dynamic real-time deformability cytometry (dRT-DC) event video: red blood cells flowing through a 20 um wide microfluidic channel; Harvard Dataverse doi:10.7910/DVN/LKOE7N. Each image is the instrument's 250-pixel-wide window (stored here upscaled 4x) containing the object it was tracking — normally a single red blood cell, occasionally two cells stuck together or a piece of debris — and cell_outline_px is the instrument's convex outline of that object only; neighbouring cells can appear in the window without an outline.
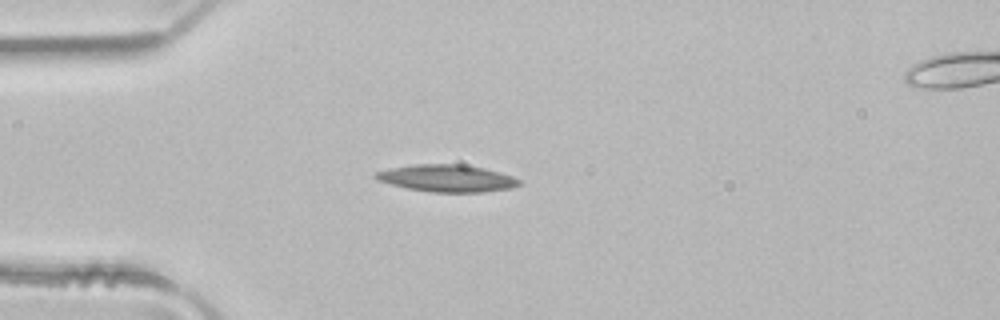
{"species": "common noctule bat (a hibernating species)", "species_latin": "Nyctalus noctula", "temperature_condition": "room temperature", "stored_images_in_passage": 1, "camera_frame_rate_fps": 3000, "um_per_image_px": 0.085, "animal": {"sex": "male", "body_mass_g": 21.5, "forearm_length_mm": 52.0}, "frame": {"image": 1, "passage_image": 1, "time_ms": 0.0, "image_size_px": [1000, 320], "cell_outline_px": [[520, 184], [512, 188], [484, 192], [432, 192], [408, 188], [376, 180], [372, 176], [376, 172], [392, 168], [416, 164], [460, 164], [484, 168], [512, 176], [520, 180]], "centroid_in_image_um": [37.99, 15.15], "position_along_channel_um": 47.0, "area_um2": 22.48}}